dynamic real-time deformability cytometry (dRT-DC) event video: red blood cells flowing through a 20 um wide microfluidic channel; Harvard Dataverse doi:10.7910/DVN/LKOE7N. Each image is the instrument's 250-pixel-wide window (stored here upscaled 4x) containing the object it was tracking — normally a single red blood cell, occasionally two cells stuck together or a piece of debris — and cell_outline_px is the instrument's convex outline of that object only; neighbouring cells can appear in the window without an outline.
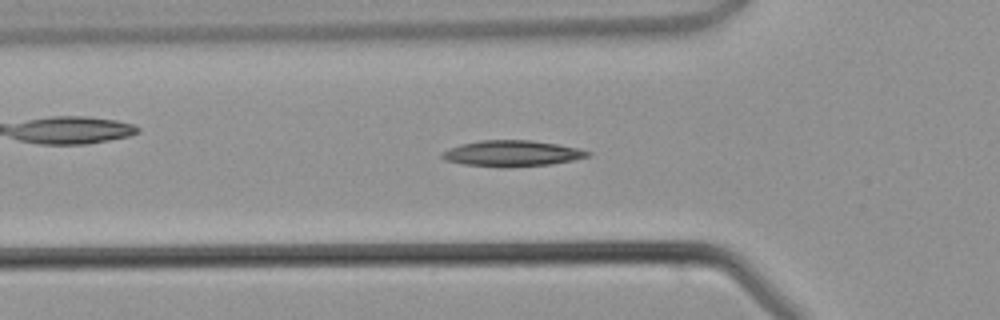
{"species": "common noctule bat (a hibernating species)", "species_latin": "Nyctalus noctula", "temperature_condition": "warm", "stored_images_in_passage": 32, "camera_frame_rate_fps": 3000, "um_per_image_px": 0.085, "animal": {"sex": "male", "body_mass_g": 21.5, "forearm_length_mm": 52.0}, "frame": {"image": 1, "passage_image": 10, "time_ms": 3.0, "image_size_px": [1000, 320], "cell_outline_px": [[592, 152], [588, 156], [572, 160], [552, 164], [508, 168], [504, 168], [464, 164], [444, 160], [440, 156], [440, 152], [448, 148], [460, 144], [480, 140], [532, 140], [580, 148]], "centroid_in_image_um": [43.48, 13.04], "position_along_channel_um": 82.3, "area_um2": 22.31}}
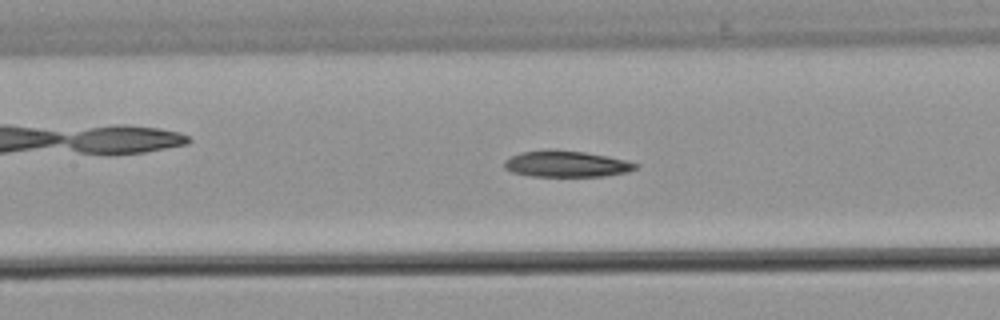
{"frame": {"image": 2, "passage_image": 15, "time_ms": 4.667, "image_size_px": [1000, 320], "cell_outline_px": [[640, 164], [636, 168], [628, 172], [604, 176], [528, 176], [512, 172], [504, 168], [504, 160], [520, 152], [584, 152], [608, 156]], "centroid_in_image_um": [48.17, 13.97], "position_along_channel_um": 159.2, "area_um2": 19.36}}
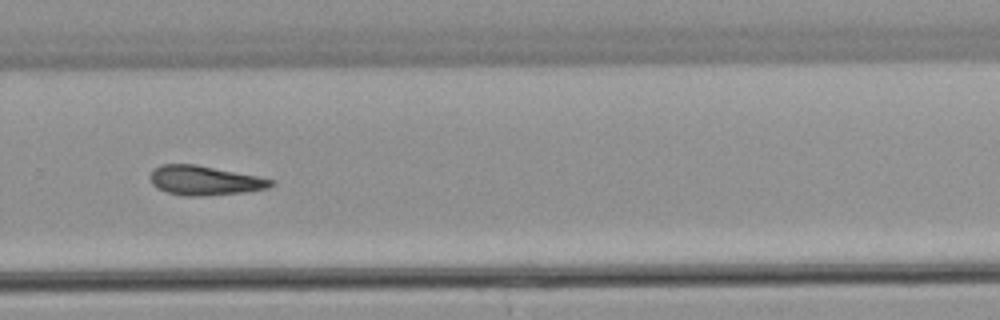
{"frame": {"image": 3, "passage_image": 25, "time_ms": 8.0, "image_size_px": [1000, 320], "cell_outline_px": [[276, 180], [268, 188], [248, 192], [208, 196], [184, 196], [168, 192], [156, 188], [152, 184], [148, 176], [152, 168], [160, 164], [196, 164]], "centroid_in_image_um": [17.34, 15.34], "position_along_channel_um": 312.5, "area_um2": 20.98}}